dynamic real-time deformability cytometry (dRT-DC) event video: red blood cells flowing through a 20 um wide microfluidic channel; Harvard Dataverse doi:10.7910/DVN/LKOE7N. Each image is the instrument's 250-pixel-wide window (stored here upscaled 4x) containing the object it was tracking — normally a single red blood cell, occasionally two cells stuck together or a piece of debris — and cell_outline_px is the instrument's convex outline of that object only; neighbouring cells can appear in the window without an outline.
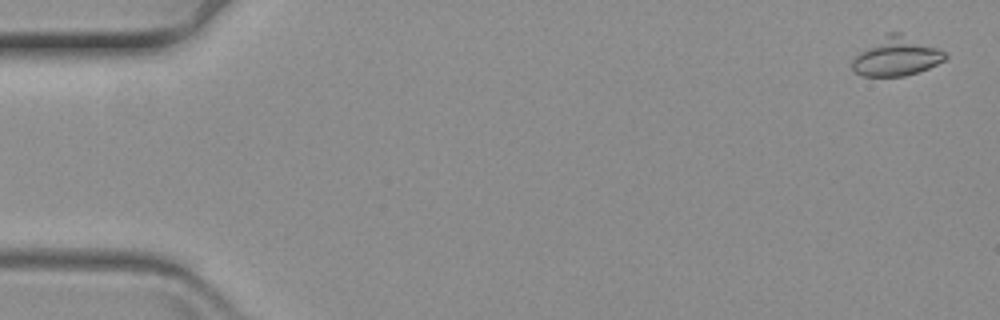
{"species": "common noctule bat (a hibernating species)", "species_latin": "Nyctalus noctula", "temperature_condition": "warm", "stored_images_in_passage": 42, "camera_frame_rate_fps": 3000, "um_per_image_px": 0.085, "animal": {"sex": "female", "body_mass_g": 19.3, "forearm_length_mm": 54.1}, "frame": {"image": 1, "passage_image": 2, "time_ms": 0.333, "image_size_px": [1000, 320], "cell_outline_px": [[948, 56], [944, 60], [928, 68], [904, 76], [860, 76], [852, 68], [852, 60], [860, 52], [888, 32], [900, 32], [936, 48], [944, 52]], "centroid_in_image_um": [76.18, 4.81], "position_along_channel_um": 8.8, "area_um2": 20.52}}
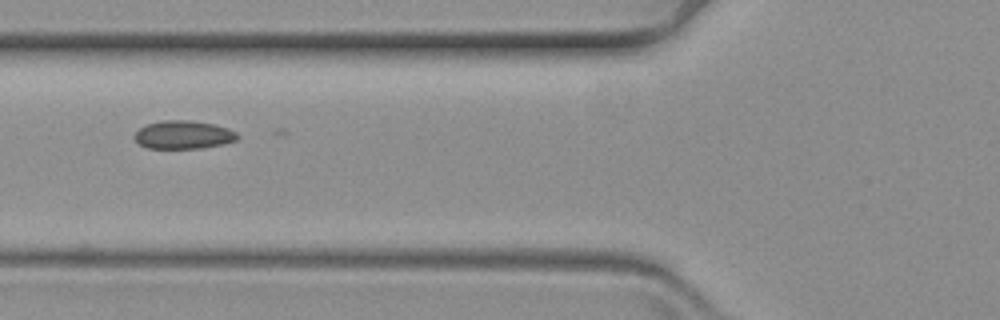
{"frame": {"image": 2, "passage_image": 24, "time_ms": 7.667, "image_size_px": [1000, 320], "cell_outline_px": [[240, 136], [236, 140], [224, 144], [200, 148], [148, 148], [140, 144], [132, 136], [140, 128], [148, 124], [160, 120], [192, 120], [216, 124], [228, 128], [236, 132]], "centroid_in_image_um": [15.61, 11.44], "position_along_channel_um": 110.2, "area_um2": 17.05}}
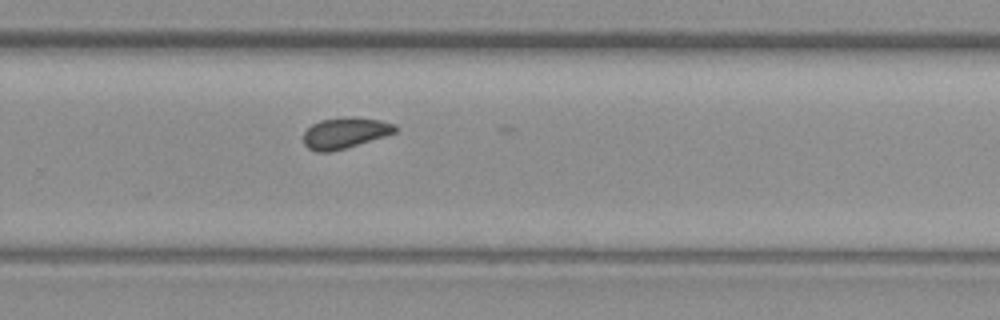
{"frame": {"image": 3, "passage_image": 41, "time_ms": 13.333, "image_size_px": [1000, 320], "cell_outline_px": [[400, 128], [396, 132], [384, 136], [332, 152], [316, 152], [308, 148], [304, 144], [304, 132], [312, 124], [320, 120], [352, 116], [380, 120], [396, 124]], "centroid_in_image_um": [29.34, 11.29], "position_along_channel_um": 300.5, "area_um2": 16.59}}